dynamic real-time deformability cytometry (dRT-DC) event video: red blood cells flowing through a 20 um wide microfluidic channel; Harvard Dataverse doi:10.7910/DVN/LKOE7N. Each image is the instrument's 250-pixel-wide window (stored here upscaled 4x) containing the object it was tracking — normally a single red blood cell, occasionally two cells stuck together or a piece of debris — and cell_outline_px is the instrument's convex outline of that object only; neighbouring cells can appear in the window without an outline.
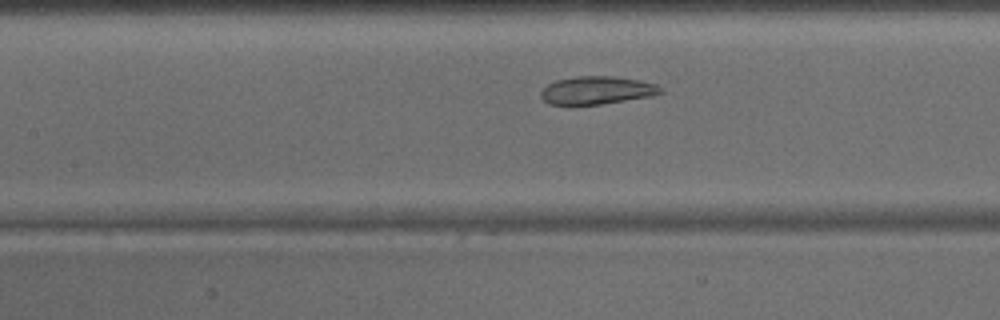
{"species": "common noctule bat (a hibernating species)", "species_latin": "Nyctalus noctula", "temperature_condition": "warm", "stored_images_in_passage": 30, "camera_frame_rate_fps": 3000, "um_per_image_px": 0.085, "animal": {"sex": "male", "body_mass_g": 15.6}, "frame": {"image": 1, "passage_image": 12, "time_ms": 3.667, "image_size_px": [1000, 320], "cell_outline_px": [[664, 92], [652, 96], [600, 104], [568, 108], [548, 104], [540, 96], [540, 92], [548, 84], [556, 80], [580, 76], [612, 76], [640, 80], [656, 84]], "centroid_in_image_um": [50.66, 7.72], "position_along_channel_um": 156.7, "area_um2": 20.06}}
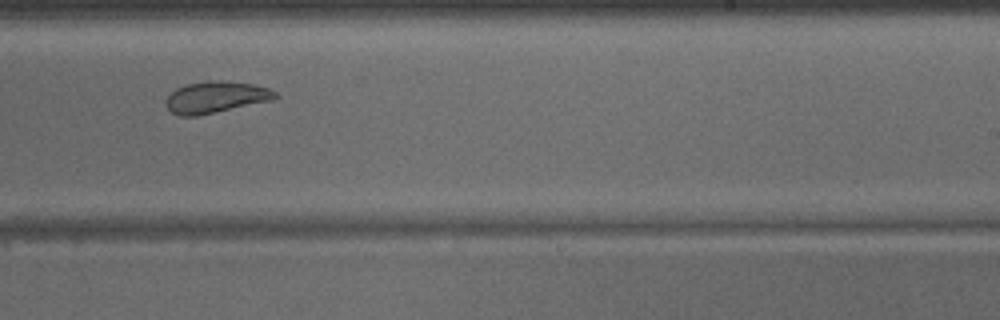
{"frame": {"image": 2, "passage_image": 20, "time_ms": 6.333, "image_size_px": [1000, 320], "cell_outline_px": [[280, 96], [272, 100], [196, 116], [180, 116], [172, 112], [164, 104], [164, 100], [176, 88], [184, 84], [208, 80], [224, 80], [256, 84], [268, 88], [276, 92]], "centroid_in_image_um": [18.33, 8.24], "position_along_channel_um": 270.7, "area_um2": 20.29}}
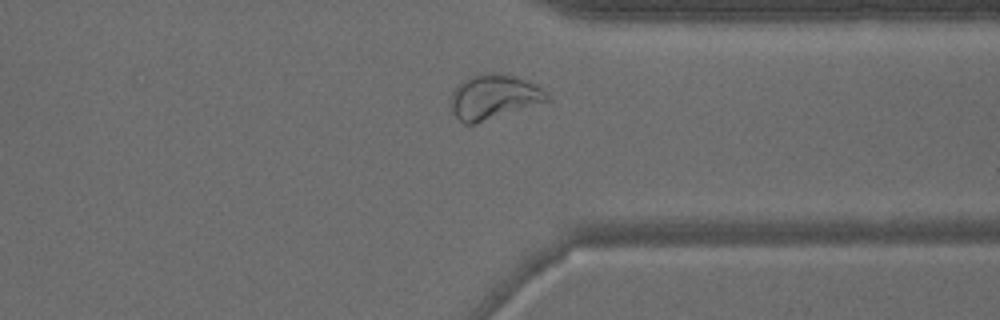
{"frame": {"image": 3, "passage_image": 27, "time_ms": 8.667, "image_size_px": [1000, 320], "cell_outline_px": [[548, 100], [472, 124], [464, 124], [452, 112], [452, 92], [468, 76], [480, 72], [492, 72], [516, 76], [528, 80], [536, 84], [548, 92]], "centroid_in_image_um": [41.96, 8.18], "position_along_channel_um": 369.4, "area_um2": 24.57}}